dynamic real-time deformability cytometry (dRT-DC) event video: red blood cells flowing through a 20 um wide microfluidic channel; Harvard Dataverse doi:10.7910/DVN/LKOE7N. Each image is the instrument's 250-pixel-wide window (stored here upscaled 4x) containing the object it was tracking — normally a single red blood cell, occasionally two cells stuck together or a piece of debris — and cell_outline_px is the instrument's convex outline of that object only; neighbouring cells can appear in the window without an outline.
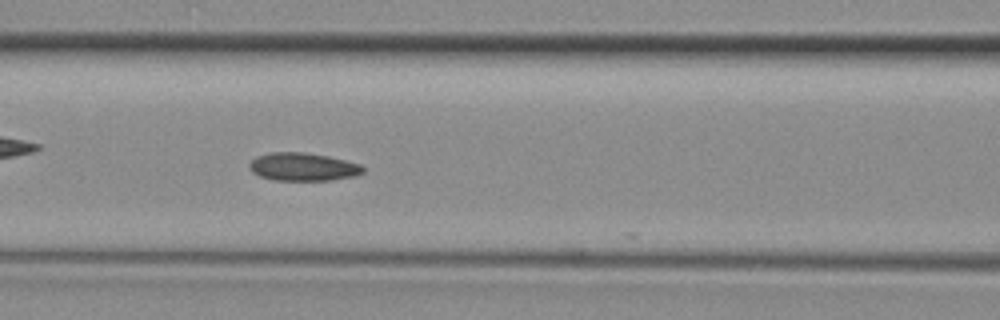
{"species": "common noctule bat (a hibernating species)", "species_latin": "Nyctalus noctula", "temperature_condition": "room temperature", "stored_images_in_passage": 14, "camera_frame_rate_fps": 3000, "um_per_image_px": 0.085, "animal": {"sex": "female", "body_mass_g": 29.2, "forearm_length_mm": 56.3}, "frame": {"image": 1, "passage_image": 8, "time_ms": 2.333, "image_size_px": [1000, 320], "cell_outline_px": [[364, 172], [356, 176], [332, 180], [272, 180], [260, 176], [252, 172], [248, 168], [248, 164], [256, 156], [272, 152], [304, 152], [328, 156], [360, 164], [364, 168]], "centroid_in_image_um": [25.74, 14.18], "position_along_channel_um": 140.9, "area_um2": 18.67}}
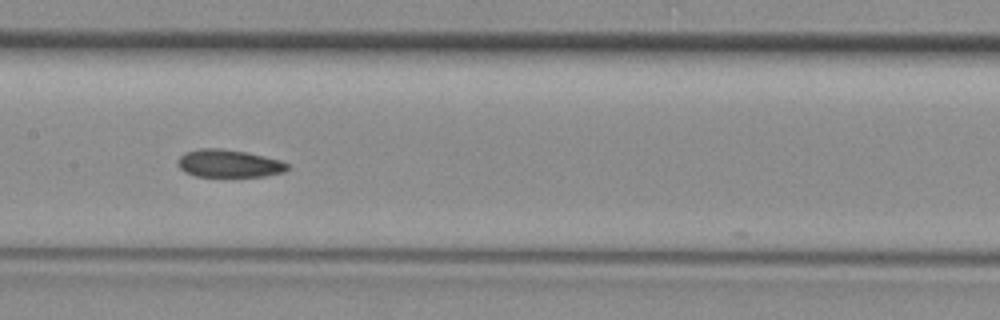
{"frame": {"image": 2, "passage_image": 11, "time_ms": 3.333, "image_size_px": [1000, 320], "cell_outline_px": [[288, 168], [284, 172], [264, 176], [196, 176], [184, 172], [176, 164], [176, 160], [184, 152], [200, 148], [220, 148], [248, 152], [280, 160], [288, 164]], "centroid_in_image_um": [19.41, 13.88], "position_along_channel_um": 188.0, "area_um2": 17.8}}
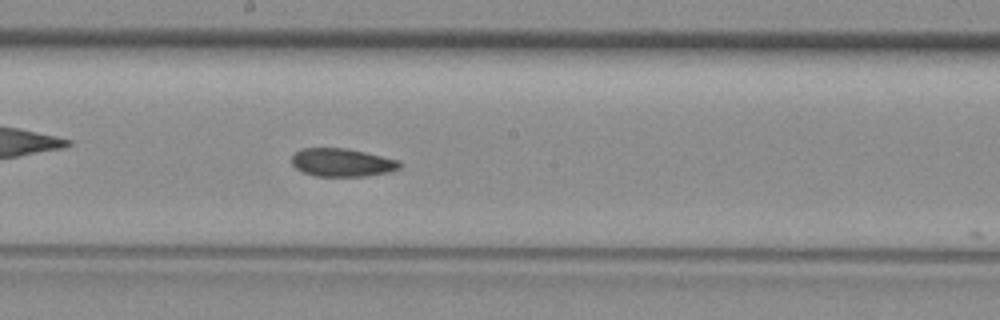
{"frame": {"image": 3, "passage_image": 13, "time_ms": 4.0, "image_size_px": [1000, 320], "cell_outline_px": [[400, 168], [392, 172], [364, 176], [316, 176], [304, 172], [296, 168], [292, 164], [292, 156], [296, 152], [304, 148], [344, 148], [364, 152], [400, 160]], "centroid_in_image_um": [29.1, 13.82], "position_along_channel_um": 219.1, "area_um2": 17.63}}